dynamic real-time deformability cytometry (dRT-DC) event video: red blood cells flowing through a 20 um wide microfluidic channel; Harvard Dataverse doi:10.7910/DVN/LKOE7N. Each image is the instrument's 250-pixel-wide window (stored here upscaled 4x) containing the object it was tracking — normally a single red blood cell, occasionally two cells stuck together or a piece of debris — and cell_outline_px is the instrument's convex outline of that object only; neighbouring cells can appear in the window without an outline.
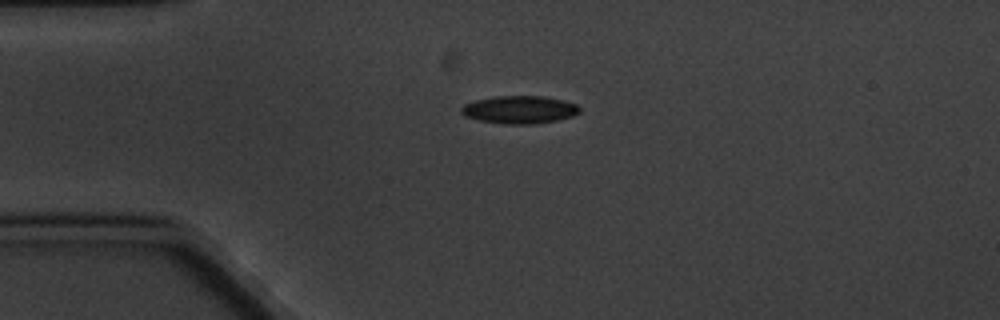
{"species": "common noctule bat (a hibernating species)", "species_latin": "Nyctalus noctula", "temperature_condition": "cold", "stored_images_in_passage": 3, "camera_frame_rate_fps": 3000, "um_per_image_px": 0.085, "animal": {"sex": "male", "body_mass_g": 20.1, "forearm_length_mm": 53.5}, "frame": {"image": 1, "passage_image": 1, "time_ms": 0.0, "image_size_px": [1000, 320], "cell_outline_px": [[580, 112], [572, 116], [556, 120], [532, 124], [504, 124], [480, 120], [464, 116], [460, 112], [460, 108], [464, 104], [476, 100], [496, 96], [544, 96], [564, 100], [576, 104], [580, 108]], "centroid_in_image_um": [44.15, 9.32], "position_along_channel_um": 40.9, "area_um2": 19.13}}